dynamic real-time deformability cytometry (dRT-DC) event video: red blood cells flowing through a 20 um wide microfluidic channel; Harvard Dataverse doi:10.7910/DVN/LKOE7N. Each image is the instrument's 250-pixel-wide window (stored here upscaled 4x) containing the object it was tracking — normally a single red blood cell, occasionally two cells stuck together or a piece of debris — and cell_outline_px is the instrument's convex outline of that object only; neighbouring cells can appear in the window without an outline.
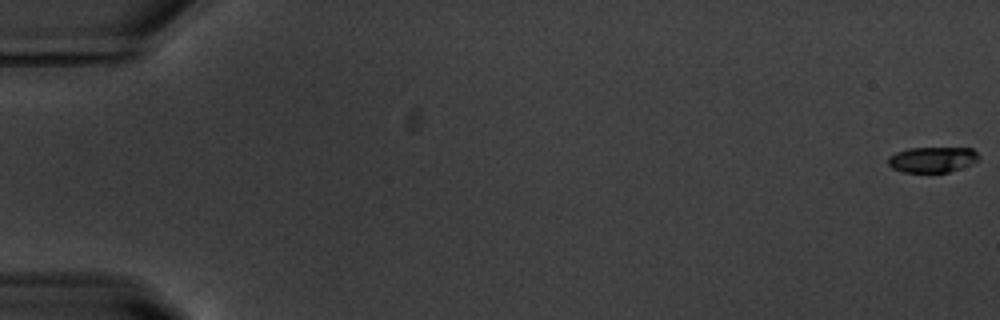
{"species": "common noctule bat (a hibernating species)", "species_latin": "Nyctalus noctula", "temperature_condition": "warm", "stored_images_in_passage": 6, "camera_frame_rate_fps": 3000, "um_per_image_px": 0.085, "animal": {"sex": "male", "body_mass_g": 20.1, "forearm_length_mm": 53.5}, "frame": {"image": 1, "passage_image": 1, "time_ms": 0.0, "image_size_px": [1000, 320], "cell_outline_px": [[980, 156], [972, 164], [948, 172], [904, 172], [892, 168], [888, 164], [888, 156], [896, 152], [908, 148], [972, 148]], "centroid_in_image_um": [79.23, 13.56], "position_along_channel_um": 5.8, "area_um2": 13.47}}